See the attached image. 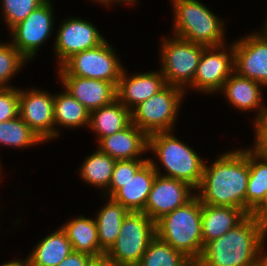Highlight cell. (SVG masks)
I'll return each mask as SVG.
<instances>
[{
  "mask_svg": "<svg viewBox=\"0 0 267 266\" xmlns=\"http://www.w3.org/2000/svg\"><path fill=\"white\" fill-rule=\"evenodd\" d=\"M253 30L232 41L235 72L267 89V34Z\"/></svg>",
  "mask_w": 267,
  "mask_h": 266,
  "instance_id": "14",
  "label": "cell"
},
{
  "mask_svg": "<svg viewBox=\"0 0 267 266\" xmlns=\"http://www.w3.org/2000/svg\"><path fill=\"white\" fill-rule=\"evenodd\" d=\"M132 123L131 111L117 99L90 112L89 131L96 144L103 138L120 132Z\"/></svg>",
  "mask_w": 267,
  "mask_h": 266,
  "instance_id": "23",
  "label": "cell"
},
{
  "mask_svg": "<svg viewBox=\"0 0 267 266\" xmlns=\"http://www.w3.org/2000/svg\"><path fill=\"white\" fill-rule=\"evenodd\" d=\"M264 86L249 78L240 76L234 72L223 84L217 95L223 98L236 111L249 114L255 113L252 120L259 118L266 110L267 104L264 101Z\"/></svg>",
  "mask_w": 267,
  "mask_h": 266,
  "instance_id": "18",
  "label": "cell"
},
{
  "mask_svg": "<svg viewBox=\"0 0 267 266\" xmlns=\"http://www.w3.org/2000/svg\"><path fill=\"white\" fill-rule=\"evenodd\" d=\"M89 266H118L111 261L107 256L93 258Z\"/></svg>",
  "mask_w": 267,
  "mask_h": 266,
  "instance_id": "38",
  "label": "cell"
},
{
  "mask_svg": "<svg viewBox=\"0 0 267 266\" xmlns=\"http://www.w3.org/2000/svg\"><path fill=\"white\" fill-rule=\"evenodd\" d=\"M115 49L106 39L95 48L72 55L57 68L56 74L105 80L116 87L125 66Z\"/></svg>",
  "mask_w": 267,
  "mask_h": 266,
  "instance_id": "8",
  "label": "cell"
},
{
  "mask_svg": "<svg viewBox=\"0 0 267 266\" xmlns=\"http://www.w3.org/2000/svg\"><path fill=\"white\" fill-rule=\"evenodd\" d=\"M46 0H0V14L2 21L10 30L23 21L32 11L36 10Z\"/></svg>",
  "mask_w": 267,
  "mask_h": 266,
  "instance_id": "32",
  "label": "cell"
},
{
  "mask_svg": "<svg viewBox=\"0 0 267 266\" xmlns=\"http://www.w3.org/2000/svg\"><path fill=\"white\" fill-rule=\"evenodd\" d=\"M2 161H1V159H0V184H1V182L3 181V176H2V174H3V172H4V170H3V164L1 163Z\"/></svg>",
  "mask_w": 267,
  "mask_h": 266,
  "instance_id": "44",
  "label": "cell"
},
{
  "mask_svg": "<svg viewBox=\"0 0 267 266\" xmlns=\"http://www.w3.org/2000/svg\"><path fill=\"white\" fill-rule=\"evenodd\" d=\"M235 72L232 41L222 46L206 47L199 60L194 81L185 89L202 95H216Z\"/></svg>",
  "mask_w": 267,
  "mask_h": 266,
  "instance_id": "12",
  "label": "cell"
},
{
  "mask_svg": "<svg viewBox=\"0 0 267 266\" xmlns=\"http://www.w3.org/2000/svg\"><path fill=\"white\" fill-rule=\"evenodd\" d=\"M249 215L256 218L267 228V192L261 201L251 210Z\"/></svg>",
  "mask_w": 267,
  "mask_h": 266,
  "instance_id": "37",
  "label": "cell"
},
{
  "mask_svg": "<svg viewBox=\"0 0 267 266\" xmlns=\"http://www.w3.org/2000/svg\"><path fill=\"white\" fill-rule=\"evenodd\" d=\"M90 2L92 1L93 3H95L96 5H97V3L100 5V7L101 6H103V7H106V9H112L111 7H110V0H89Z\"/></svg>",
  "mask_w": 267,
  "mask_h": 266,
  "instance_id": "41",
  "label": "cell"
},
{
  "mask_svg": "<svg viewBox=\"0 0 267 266\" xmlns=\"http://www.w3.org/2000/svg\"><path fill=\"white\" fill-rule=\"evenodd\" d=\"M148 159L116 160L110 183H125Z\"/></svg>",
  "mask_w": 267,
  "mask_h": 266,
  "instance_id": "35",
  "label": "cell"
},
{
  "mask_svg": "<svg viewBox=\"0 0 267 266\" xmlns=\"http://www.w3.org/2000/svg\"><path fill=\"white\" fill-rule=\"evenodd\" d=\"M159 66L167 85L186 89L193 81L200 57L206 46L174 35L161 36Z\"/></svg>",
  "mask_w": 267,
  "mask_h": 266,
  "instance_id": "7",
  "label": "cell"
},
{
  "mask_svg": "<svg viewBox=\"0 0 267 266\" xmlns=\"http://www.w3.org/2000/svg\"><path fill=\"white\" fill-rule=\"evenodd\" d=\"M267 228L248 215L218 239L208 242L194 266H251L261 259Z\"/></svg>",
  "mask_w": 267,
  "mask_h": 266,
  "instance_id": "2",
  "label": "cell"
},
{
  "mask_svg": "<svg viewBox=\"0 0 267 266\" xmlns=\"http://www.w3.org/2000/svg\"><path fill=\"white\" fill-rule=\"evenodd\" d=\"M156 175L152 164L147 161L127 182L110 183L102 196L112 198L129 212H144Z\"/></svg>",
  "mask_w": 267,
  "mask_h": 266,
  "instance_id": "17",
  "label": "cell"
},
{
  "mask_svg": "<svg viewBox=\"0 0 267 266\" xmlns=\"http://www.w3.org/2000/svg\"><path fill=\"white\" fill-rule=\"evenodd\" d=\"M174 132H157L148 136V153L152 154V157L148 156V161L157 174L185 181L196 189L201 182L206 159L193 146L176 137Z\"/></svg>",
  "mask_w": 267,
  "mask_h": 266,
  "instance_id": "3",
  "label": "cell"
},
{
  "mask_svg": "<svg viewBox=\"0 0 267 266\" xmlns=\"http://www.w3.org/2000/svg\"><path fill=\"white\" fill-rule=\"evenodd\" d=\"M66 232L73 251L90 255L93 258L100 257V244L98 240L97 224L94 217L83 215L67 219L61 225Z\"/></svg>",
  "mask_w": 267,
  "mask_h": 266,
  "instance_id": "26",
  "label": "cell"
},
{
  "mask_svg": "<svg viewBox=\"0 0 267 266\" xmlns=\"http://www.w3.org/2000/svg\"><path fill=\"white\" fill-rule=\"evenodd\" d=\"M253 145L247 146L252 152L267 158V110L257 119L252 120Z\"/></svg>",
  "mask_w": 267,
  "mask_h": 266,
  "instance_id": "34",
  "label": "cell"
},
{
  "mask_svg": "<svg viewBox=\"0 0 267 266\" xmlns=\"http://www.w3.org/2000/svg\"><path fill=\"white\" fill-rule=\"evenodd\" d=\"M92 259L90 255L73 251L58 266H89Z\"/></svg>",
  "mask_w": 267,
  "mask_h": 266,
  "instance_id": "36",
  "label": "cell"
},
{
  "mask_svg": "<svg viewBox=\"0 0 267 266\" xmlns=\"http://www.w3.org/2000/svg\"><path fill=\"white\" fill-rule=\"evenodd\" d=\"M66 89L90 112L116 99V87L108 81L77 76H57Z\"/></svg>",
  "mask_w": 267,
  "mask_h": 266,
  "instance_id": "20",
  "label": "cell"
},
{
  "mask_svg": "<svg viewBox=\"0 0 267 266\" xmlns=\"http://www.w3.org/2000/svg\"><path fill=\"white\" fill-rule=\"evenodd\" d=\"M139 0H110V7H114L117 4L120 6L123 5H128L134 8V6H138Z\"/></svg>",
  "mask_w": 267,
  "mask_h": 266,
  "instance_id": "40",
  "label": "cell"
},
{
  "mask_svg": "<svg viewBox=\"0 0 267 266\" xmlns=\"http://www.w3.org/2000/svg\"><path fill=\"white\" fill-rule=\"evenodd\" d=\"M28 63L10 41L0 40V88L14 87L11 80L16 78Z\"/></svg>",
  "mask_w": 267,
  "mask_h": 266,
  "instance_id": "31",
  "label": "cell"
},
{
  "mask_svg": "<svg viewBox=\"0 0 267 266\" xmlns=\"http://www.w3.org/2000/svg\"><path fill=\"white\" fill-rule=\"evenodd\" d=\"M209 158L196 196L202 204L229 206L246 212V190L249 177V148H231Z\"/></svg>",
  "mask_w": 267,
  "mask_h": 266,
  "instance_id": "1",
  "label": "cell"
},
{
  "mask_svg": "<svg viewBox=\"0 0 267 266\" xmlns=\"http://www.w3.org/2000/svg\"><path fill=\"white\" fill-rule=\"evenodd\" d=\"M267 247L265 246L261 255V259L266 263L267 265Z\"/></svg>",
  "mask_w": 267,
  "mask_h": 266,
  "instance_id": "43",
  "label": "cell"
},
{
  "mask_svg": "<svg viewBox=\"0 0 267 266\" xmlns=\"http://www.w3.org/2000/svg\"><path fill=\"white\" fill-rule=\"evenodd\" d=\"M195 195V188L187 182L157 174L144 213L156 223Z\"/></svg>",
  "mask_w": 267,
  "mask_h": 266,
  "instance_id": "15",
  "label": "cell"
},
{
  "mask_svg": "<svg viewBox=\"0 0 267 266\" xmlns=\"http://www.w3.org/2000/svg\"><path fill=\"white\" fill-rule=\"evenodd\" d=\"M53 2L46 0L9 30V41L30 63L36 59L42 46L47 45L50 38L53 40L57 24Z\"/></svg>",
  "mask_w": 267,
  "mask_h": 266,
  "instance_id": "10",
  "label": "cell"
},
{
  "mask_svg": "<svg viewBox=\"0 0 267 266\" xmlns=\"http://www.w3.org/2000/svg\"><path fill=\"white\" fill-rule=\"evenodd\" d=\"M247 216L248 214L239 208L202 204L203 246L235 228Z\"/></svg>",
  "mask_w": 267,
  "mask_h": 266,
  "instance_id": "21",
  "label": "cell"
},
{
  "mask_svg": "<svg viewBox=\"0 0 267 266\" xmlns=\"http://www.w3.org/2000/svg\"><path fill=\"white\" fill-rule=\"evenodd\" d=\"M29 87H19V116L47 144L55 140L54 93Z\"/></svg>",
  "mask_w": 267,
  "mask_h": 266,
  "instance_id": "13",
  "label": "cell"
},
{
  "mask_svg": "<svg viewBox=\"0 0 267 266\" xmlns=\"http://www.w3.org/2000/svg\"><path fill=\"white\" fill-rule=\"evenodd\" d=\"M115 163V159L96 147L93 153L85 156L77 173L84 183L101 190L99 195H102L109 188Z\"/></svg>",
  "mask_w": 267,
  "mask_h": 266,
  "instance_id": "27",
  "label": "cell"
},
{
  "mask_svg": "<svg viewBox=\"0 0 267 266\" xmlns=\"http://www.w3.org/2000/svg\"><path fill=\"white\" fill-rule=\"evenodd\" d=\"M185 98L184 89L166 85L131 111L132 123L148 136L157 132L175 131Z\"/></svg>",
  "mask_w": 267,
  "mask_h": 266,
  "instance_id": "6",
  "label": "cell"
},
{
  "mask_svg": "<svg viewBox=\"0 0 267 266\" xmlns=\"http://www.w3.org/2000/svg\"><path fill=\"white\" fill-rule=\"evenodd\" d=\"M166 85L160 69L140 73L132 72L131 74V71L129 73L124 67L116 86V99L132 111Z\"/></svg>",
  "mask_w": 267,
  "mask_h": 266,
  "instance_id": "16",
  "label": "cell"
},
{
  "mask_svg": "<svg viewBox=\"0 0 267 266\" xmlns=\"http://www.w3.org/2000/svg\"><path fill=\"white\" fill-rule=\"evenodd\" d=\"M67 17V18H66ZM58 22L55 28L52 52L56 56V68H59L72 55L92 49L103 43L106 38L100 33L97 25L89 19L66 16Z\"/></svg>",
  "mask_w": 267,
  "mask_h": 266,
  "instance_id": "11",
  "label": "cell"
},
{
  "mask_svg": "<svg viewBox=\"0 0 267 266\" xmlns=\"http://www.w3.org/2000/svg\"><path fill=\"white\" fill-rule=\"evenodd\" d=\"M33 247L25 258L29 266H58L73 252L72 245L61 226L37 241Z\"/></svg>",
  "mask_w": 267,
  "mask_h": 266,
  "instance_id": "22",
  "label": "cell"
},
{
  "mask_svg": "<svg viewBox=\"0 0 267 266\" xmlns=\"http://www.w3.org/2000/svg\"><path fill=\"white\" fill-rule=\"evenodd\" d=\"M266 17L265 19L263 18L264 22H263V25L261 27H259V29L263 30L266 34H267V13L265 14Z\"/></svg>",
  "mask_w": 267,
  "mask_h": 266,
  "instance_id": "42",
  "label": "cell"
},
{
  "mask_svg": "<svg viewBox=\"0 0 267 266\" xmlns=\"http://www.w3.org/2000/svg\"><path fill=\"white\" fill-rule=\"evenodd\" d=\"M267 192V158L249 149V177L246 190V213L261 201Z\"/></svg>",
  "mask_w": 267,
  "mask_h": 266,
  "instance_id": "30",
  "label": "cell"
},
{
  "mask_svg": "<svg viewBox=\"0 0 267 266\" xmlns=\"http://www.w3.org/2000/svg\"><path fill=\"white\" fill-rule=\"evenodd\" d=\"M19 116V87L0 88V122Z\"/></svg>",
  "mask_w": 267,
  "mask_h": 266,
  "instance_id": "33",
  "label": "cell"
},
{
  "mask_svg": "<svg viewBox=\"0 0 267 266\" xmlns=\"http://www.w3.org/2000/svg\"><path fill=\"white\" fill-rule=\"evenodd\" d=\"M103 206L94 214L97 224L98 240L100 244V257L112 247L117 239L123 218L128 214V210L112 198L105 197Z\"/></svg>",
  "mask_w": 267,
  "mask_h": 266,
  "instance_id": "25",
  "label": "cell"
},
{
  "mask_svg": "<svg viewBox=\"0 0 267 266\" xmlns=\"http://www.w3.org/2000/svg\"><path fill=\"white\" fill-rule=\"evenodd\" d=\"M137 266H194L182 252L155 236Z\"/></svg>",
  "mask_w": 267,
  "mask_h": 266,
  "instance_id": "29",
  "label": "cell"
},
{
  "mask_svg": "<svg viewBox=\"0 0 267 266\" xmlns=\"http://www.w3.org/2000/svg\"><path fill=\"white\" fill-rule=\"evenodd\" d=\"M202 203L195 195L183 206L155 223L156 236L182 252L194 264L203 251L201 229Z\"/></svg>",
  "mask_w": 267,
  "mask_h": 266,
  "instance_id": "5",
  "label": "cell"
},
{
  "mask_svg": "<svg viewBox=\"0 0 267 266\" xmlns=\"http://www.w3.org/2000/svg\"><path fill=\"white\" fill-rule=\"evenodd\" d=\"M60 89L62 91L54 93L55 141L62 134L60 129L70 131L81 127L87 129L90 121V111L62 86Z\"/></svg>",
  "mask_w": 267,
  "mask_h": 266,
  "instance_id": "24",
  "label": "cell"
},
{
  "mask_svg": "<svg viewBox=\"0 0 267 266\" xmlns=\"http://www.w3.org/2000/svg\"><path fill=\"white\" fill-rule=\"evenodd\" d=\"M43 145L44 142L38 135L20 118L0 122V146L11 149L24 150ZM1 148V147H0Z\"/></svg>",
  "mask_w": 267,
  "mask_h": 266,
  "instance_id": "28",
  "label": "cell"
},
{
  "mask_svg": "<svg viewBox=\"0 0 267 266\" xmlns=\"http://www.w3.org/2000/svg\"><path fill=\"white\" fill-rule=\"evenodd\" d=\"M155 236L153 220L144 212H128L117 239L105 256L118 266H137Z\"/></svg>",
  "mask_w": 267,
  "mask_h": 266,
  "instance_id": "9",
  "label": "cell"
},
{
  "mask_svg": "<svg viewBox=\"0 0 267 266\" xmlns=\"http://www.w3.org/2000/svg\"><path fill=\"white\" fill-rule=\"evenodd\" d=\"M96 146L115 160L148 159V135L133 123L120 132L103 137Z\"/></svg>",
  "mask_w": 267,
  "mask_h": 266,
  "instance_id": "19",
  "label": "cell"
},
{
  "mask_svg": "<svg viewBox=\"0 0 267 266\" xmlns=\"http://www.w3.org/2000/svg\"><path fill=\"white\" fill-rule=\"evenodd\" d=\"M251 266H267V265L262 259H260L258 262H256L255 264Z\"/></svg>",
  "mask_w": 267,
  "mask_h": 266,
  "instance_id": "45",
  "label": "cell"
},
{
  "mask_svg": "<svg viewBox=\"0 0 267 266\" xmlns=\"http://www.w3.org/2000/svg\"><path fill=\"white\" fill-rule=\"evenodd\" d=\"M0 266H29V263L25 259V257L22 258H13V260L5 261Z\"/></svg>",
  "mask_w": 267,
  "mask_h": 266,
  "instance_id": "39",
  "label": "cell"
},
{
  "mask_svg": "<svg viewBox=\"0 0 267 266\" xmlns=\"http://www.w3.org/2000/svg\"><path fill=\"white\" fill-rule=\"evenodd\" d=\"M172 10L171 35L206 47L229 42L224 18L214 13L201 0H170ZM226 35V36H225Z\"/></svg>",
  "mask_w": 267,
  "mask_h": 266,
  "instance_id": "4",
  "label": "cell"
}]
</instances>
